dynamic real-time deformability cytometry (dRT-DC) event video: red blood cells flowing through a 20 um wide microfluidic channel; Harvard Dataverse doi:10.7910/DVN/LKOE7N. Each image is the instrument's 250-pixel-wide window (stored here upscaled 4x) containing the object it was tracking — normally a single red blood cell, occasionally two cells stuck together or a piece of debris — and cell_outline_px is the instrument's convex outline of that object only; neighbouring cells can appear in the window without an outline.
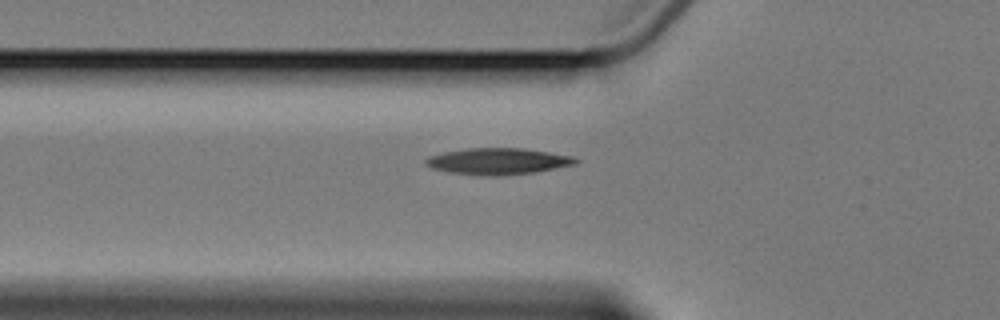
{"species": "Egyptian fruit bat (a non-hibernating species)", "species_latin": "Rousettus aegyptiacus", "temperature_condition": "cold", "stored_images_in_passage": 6, "camera_frame_rate_fps": 3000, "um_per_image_px": 0.085, "animal": {"sex": "female"}, "frame": {"image": 1, "passage_image": 6, "time_ms": 6.0, "image_size_px": [1000, 320], "cell_outline_px": [[580, 160], [576, 164], [536, 172], [488, 176], [448, 172], [432, 168], [424, 164], [424, 160], [428, 156], [444, 152], [468, 148], [524, 148], [576, 156]], "centroid_in_image_um": [42.35, 13.7], "position_along_channel_um": 83.4, "area_um2": 23.18}}